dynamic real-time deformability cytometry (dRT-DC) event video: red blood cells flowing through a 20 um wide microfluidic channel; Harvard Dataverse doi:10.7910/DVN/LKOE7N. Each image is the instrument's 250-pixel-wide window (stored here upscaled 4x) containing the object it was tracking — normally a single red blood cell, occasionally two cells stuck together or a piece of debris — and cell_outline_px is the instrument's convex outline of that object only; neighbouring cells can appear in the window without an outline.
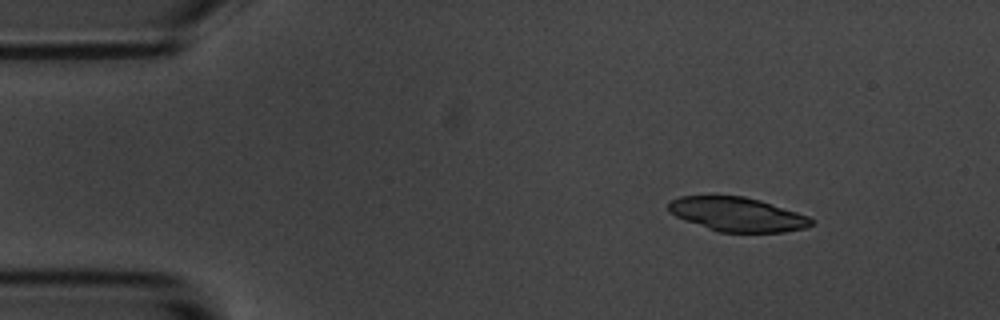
{"species": "common noctule bat (a hibernating species)", "species_latin": "Nyctalus noctula", "temperature_condition": "room temperature", "stored_images_in_passage": 10, "camera_frame_rate_fps": 3000, "um_per_image_px": 0.085, "animal": {"sex": "male", "body_mass_g": 20.1, "forearm_length_mm": 53.5}, "frame": {"image": 1, "passage_image": 1, "time_ms": 0.0, "image_size_px": [1000, 320], "cell_outline_px": [[812, 224], [804, 228], [784, 232], [716, 232], [684, 220], [668, 212], [668, 200], [680, 196], [744, 196], [760, 200], [808, 216], [812, 220]], "centroid_in_image_um": [62.6, 18.22], "position_along_channel_um": 22.4, "area_um2": 28.38}}